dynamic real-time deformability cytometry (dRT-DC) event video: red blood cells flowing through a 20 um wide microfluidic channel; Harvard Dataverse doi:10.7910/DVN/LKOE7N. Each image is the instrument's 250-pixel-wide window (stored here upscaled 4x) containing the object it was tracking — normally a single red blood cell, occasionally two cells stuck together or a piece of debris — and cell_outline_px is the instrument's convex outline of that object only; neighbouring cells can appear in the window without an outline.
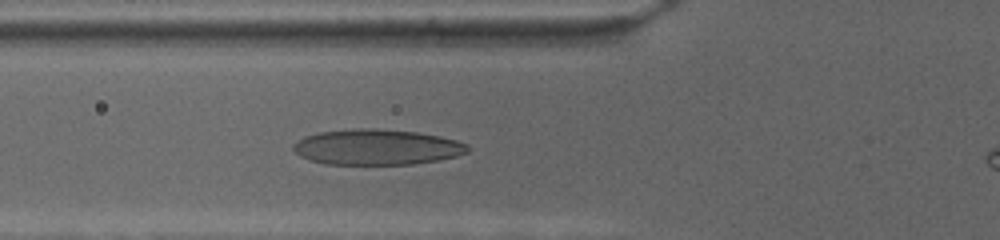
{"species": "human", "species_latin": "Homo sapiens", "temperature_condition": "cold", "stored_images_in_passage": 53, "camera_frame_rate_fps": 3000, "um_per_image_px": 0.085, "donor": {"sex": "female"}, "frame": {"image": 1, "passage_image": 15, "time_ms": 4.667, "image_size_px": [1000, 240], "cell_outline_px": [[468, 152], [456, 156], [436, 160], [412, 164], [324, 164], [300, 156], [292, 148], [292, 144], [296, 140], [304, 136], [320, 132], [356, 128], [376, 128], [416, 132], [440, 136], [456, 140], [468, 144]], "centroid_in_image_um": [32.0, 12.49], "position_along_channel_um": 93.8, "area_um2": 36.13}}
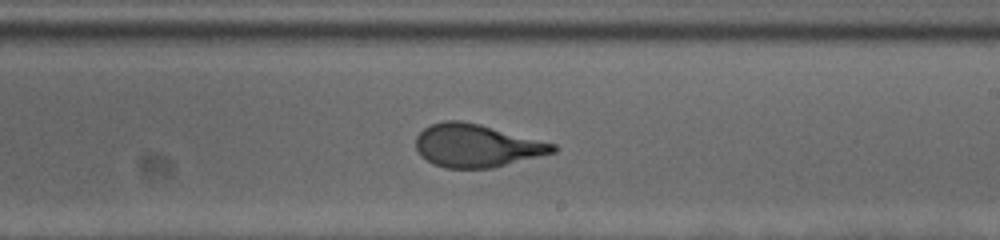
{"frame": {"image": 2, "passage_image": 31, "time_ms": 10.0, "image_size_px": [1000, 240], "cell_outline_px": [[560, 148], [556, 152], [492, 168], [444, 168], [432, 164], [420, 156], [416, 148], [416, 136], [424, 128], [432, 124], [444, 120], [460, 120], [480, 124], [556, 144]], "centroid_in_image_um": [40.51, 12.38], "position_along_channel_um": 248.5, "area_um2": 34.45}}
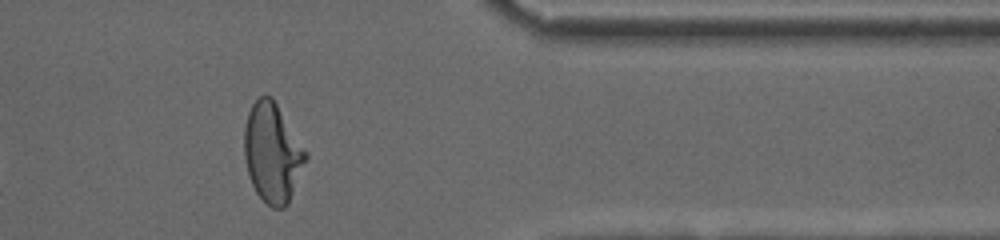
{"frame": {"image": 3, "passage_image": 47, "time_ms": 15.333, "image_size_px": [1000, 240], "cell_outline_px": [[308, 160], [288, 204], [284, 208], [272, 208], [256, 192], [248, 176], [244, 156], [244, 128], [248, 112], [252, 104], [260, 96], [272, 96], [308, 152]], "centroid_in_image_um": [23.17, 12.99], "position_along_channel_um": 388.2, "area_um2": 35.89}}